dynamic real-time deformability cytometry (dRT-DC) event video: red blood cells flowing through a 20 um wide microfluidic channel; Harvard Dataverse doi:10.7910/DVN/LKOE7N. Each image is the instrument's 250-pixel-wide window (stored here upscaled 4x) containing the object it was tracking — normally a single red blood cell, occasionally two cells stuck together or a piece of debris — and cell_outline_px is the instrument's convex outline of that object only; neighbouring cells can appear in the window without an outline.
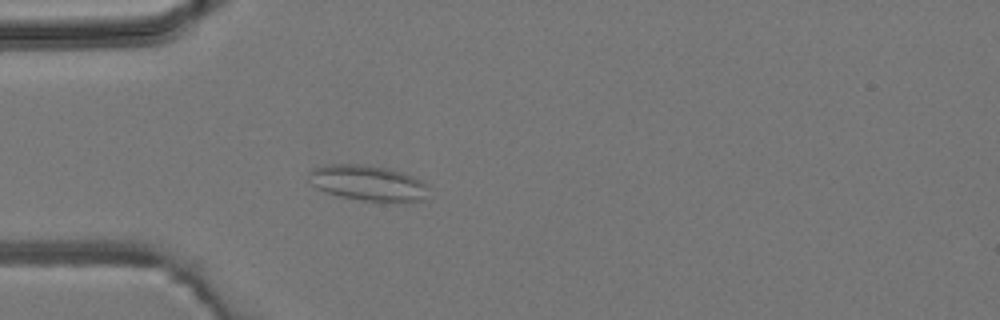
{"species": "common noctule bat (a hibernating species)", "species_latin": "Nyctalus noctula", "temperature_condition": "room temperature", "stored_images_in_passage": 3, "camera_frame_rate_fps": 3000, "um_per_image_px": 0.085, "animal": {"sex": "male", "body_mass_g": 19.2, "forearm_length_mm": 51.8}, "frame": {"image": 1, "passage_image": 3, "time_ms": 3.0, "image_size_px": [1000, 320], "cell_outline_px": [[428, 200], [364, 200], [340, 196], [316, 188], [308, 180], [308, 172], [312, 168], [324, 164], [360, 164], [384, 168], [400, 172], [412, 176], [428, 184]], "centroid_in_image_um": [31.23, 15.53], "position_along_channel_um": 53.8, "area_um2": 24.45}}